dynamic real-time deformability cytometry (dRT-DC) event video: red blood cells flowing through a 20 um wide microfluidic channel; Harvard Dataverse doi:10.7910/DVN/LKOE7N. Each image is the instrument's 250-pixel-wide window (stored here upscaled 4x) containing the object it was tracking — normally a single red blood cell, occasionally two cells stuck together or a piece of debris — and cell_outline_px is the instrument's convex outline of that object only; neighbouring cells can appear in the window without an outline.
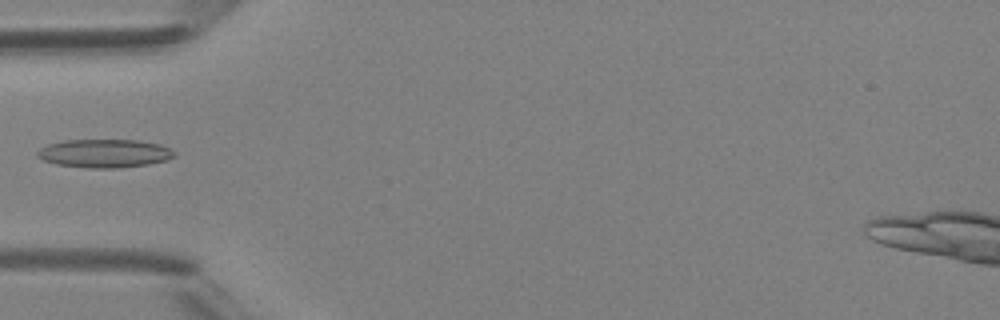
{"species": "Egyptian fruit bat (a non-hibernating species)", "species_latin": "Rousettus aegyptiacus", "temperature_condition": "room temperature", "stored_images_in_passage": 6, "camera_frame_rate_fps": 3000, "um_per_image_px": 0.085, "animal": {"sex": "female"}, "frame": {"image": 1, "passage_image": 5, "time_ms": 4.667, "image_size_px": [1000, 320], "cell_outline_px": [[176, 156], [168, 160], [148, 164], [116, 168], [88, 168], [56, 164], [44, 160], [36, 156], [36, 152], [40, 148], [48, 144], [64, 140], [136, 140], [160, 144], [176, 152]], "centroid_in_image_um": [8.88, 13.04], "position_along_channel_um": 76.1, "area_um2": 22.72}}
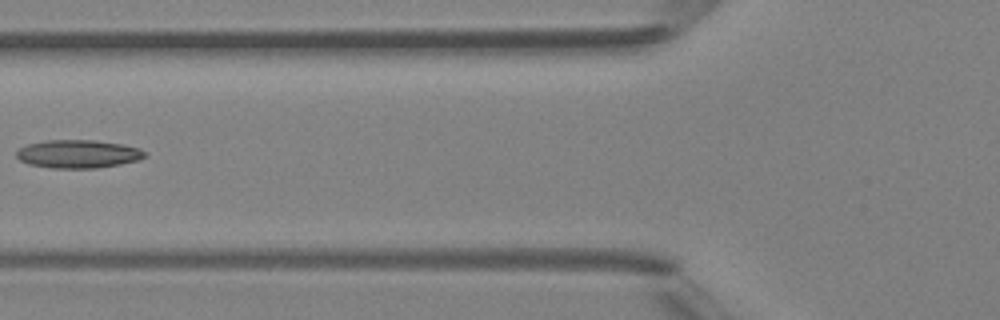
{"frame": {"image": 2, "passage_image": 6, "time_ms": 5.667, "image_size_px": [1000, 320], "cell_outline_px": [[144, 156], [140, 160], [96, 168], [52, 168], [28, 164], [20, 160], [16, 156], [16, 152], [20, 148], [28, 144], [44, 140], [96, 140], [120, 144], [136, 148], [144, 152]], "centroid_in_image_um": [6.58, 13.08], "position_along_channel_um": 119.2, "area_um2": 20.87}}